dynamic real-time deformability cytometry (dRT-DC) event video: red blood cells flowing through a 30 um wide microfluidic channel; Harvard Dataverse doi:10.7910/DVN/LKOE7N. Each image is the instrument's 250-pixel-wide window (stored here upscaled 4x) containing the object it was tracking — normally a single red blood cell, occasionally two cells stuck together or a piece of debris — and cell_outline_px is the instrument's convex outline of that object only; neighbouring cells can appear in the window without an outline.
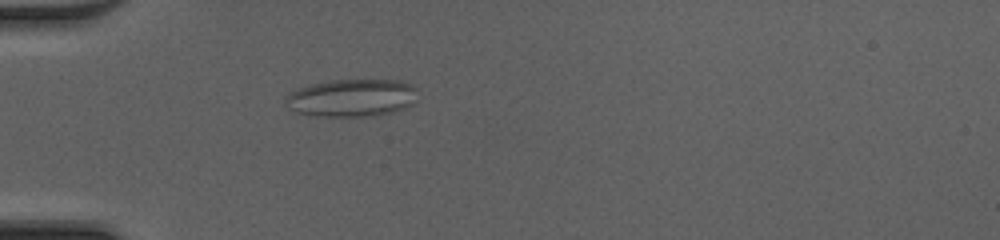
{"species": "common noctule bat (a hibernating species)", "species_latin": "Nyctalus noctula", "temperature_condition": "cold", "stored_images_in_passage": 51, "camera_frame_rate_fps": 3000, "um_per_image_px": 0.085, "animal": {"sex": "female", "body_mass_g": 20.0, "forearm_length_mm": 54.0}, "frame": {"image": 1, "passage_image": 17, "time_ms": 5.333, "image_size_px": [1000, 240], "cell_outline_px": [[416, 88], [408, 104], [404, 108], [392, 112], [376, 116], [316, 116], [296, 112], [288, 108], [288, 96], [292, 92], [300, 88], [312, 84], [328, 80], [400, 80]], "centroid_in_image_um": [29.86, 8.32], "position_along_channel_um": 55.1, "area_um2": 28.26}}
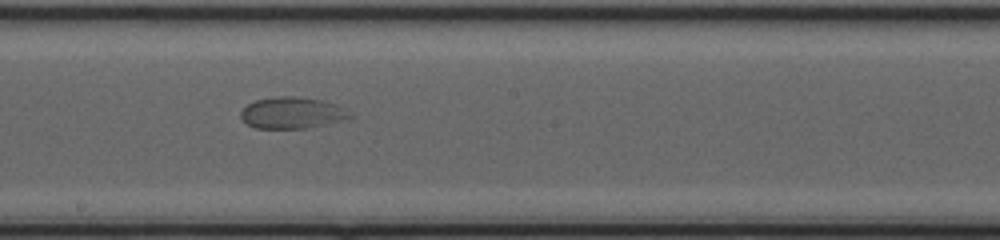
{"frame": {"image": 2, "passage_image": 30, "time_ms": 9.667, "image_size_px": [1000, 240], "cell_outline_px": [[352, 116], [324, 124], [308, 128], [256, 128], [248, 124], [240, 116], [240, 112], [248, 104], [256, 100], [276, 96], [292, 96], [324, 100], [336, 104], [352, 112]], "centroid_in_image_um": [24.82, 9.58], "position_along_channel_um": 223.4, "area_um2": 19.77}}
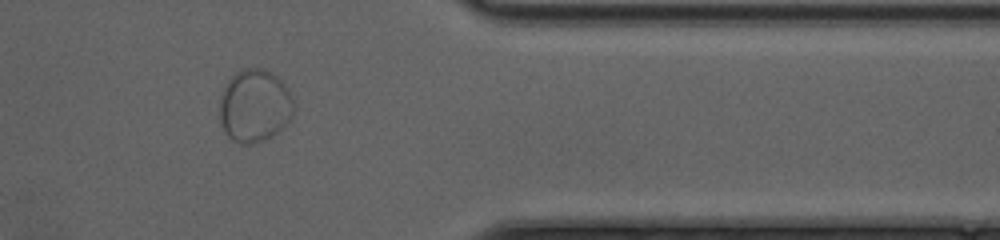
{"frame": {"image": 3, "passage_image": 43, "time_ms": 14.0, "image_size_px": [1000, 240], "cell_outline_px": [[292, 112], [288, 120], [272, 136], [264, 140], [252, 144], [244, 144], [232, 140], [224, 132], [220, 124], [220, 96], [228, 80], [240, 68], [264, 68], [276, 76], [288, 88], [292, 96]], "centroid_in_image_um": [21.6, 8.98], "position_along_channel_um": 389.8, "area_um2": 31.33}}